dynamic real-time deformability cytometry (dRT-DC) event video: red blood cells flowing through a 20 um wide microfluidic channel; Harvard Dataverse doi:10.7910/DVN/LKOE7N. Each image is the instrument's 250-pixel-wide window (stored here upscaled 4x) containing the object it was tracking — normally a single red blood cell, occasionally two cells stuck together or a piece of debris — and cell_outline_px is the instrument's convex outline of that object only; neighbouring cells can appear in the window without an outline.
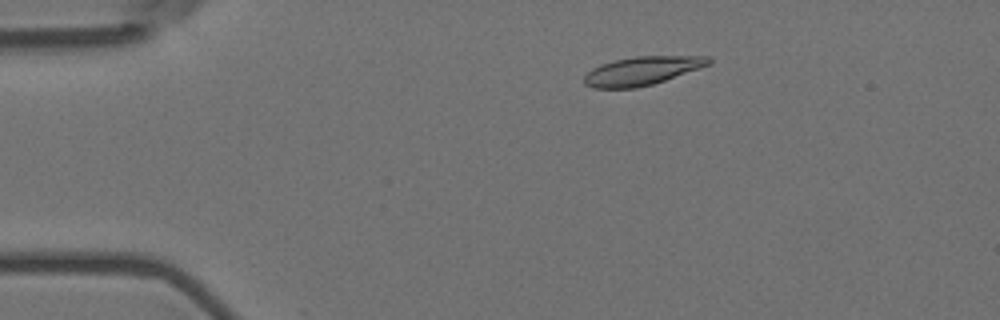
{"species": "Egyptian fruit bat (a non-hibernating species)", "species_latin": "Rousettus aegyptiacus", "temperature_condition": "room temperature", "stored_images_in_passage": 56, "camera_frame_rate_fps": 3000, "um_per_image_px": 0.085, "animal": {"sex": "female"}, "frame": {"image": 1, "passage_image": 10, "time_ms": 3.0, "image_size_px": [1000, 320], "cell_outline_px": [[712, 64], [652, 84], [636, 88], [592, 88], [584, 84], [584, 76], [592, 68], [600, 64], [616, 60], [636, 56], [708, 56], [712, 60]], "centroid_in_image_um": [54.57, 6.02], "position_along_channel_um": 30.4, "area_um2": 20.63}}
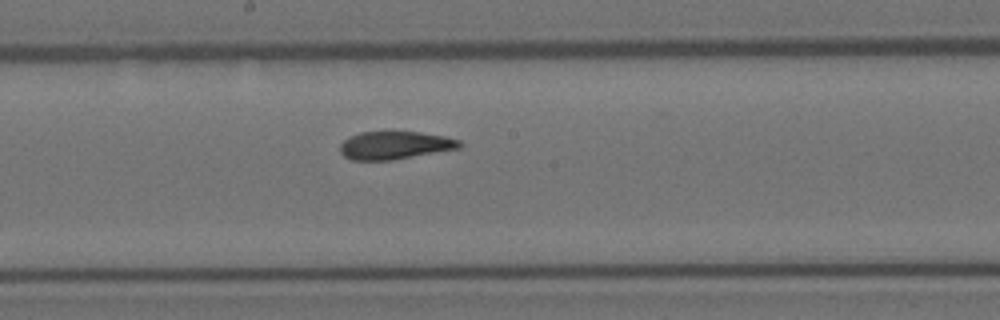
{"frame": {"image": 2, "passage_image": 30, "time_ms": 9.667, "image_size_px": [1000, 320], "cell_outline_px": [[464, 144], [460, 148], [392, 160], [352, 160], [344, 156], [340, 152], [340, 144], [348, 136], [360, 132], [420, 132], [444, 136], [460, 140]], "centroid_in_image_um": [33.56, 12.35], "position_along_channel_um": 214.6, "area_um2": 19.48}}
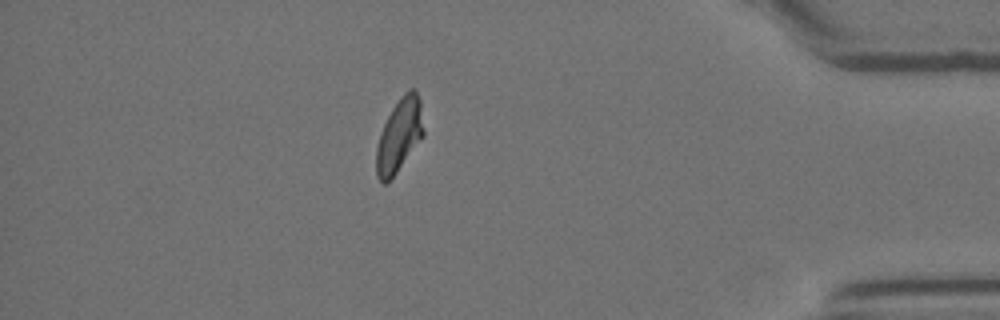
{"frame": {"image": 3, "passage_image": 49, "time_ms": 16.0, "image_size_px": [1000, 320], "cell_outline_px": [[424, 136], [396, 172], [384, 184], [376, 176], [376, 148], [380, 132], [392, 108], [400, 96], [408, 88], [412, 88], [416, 92], [420, 100], [424, 128]], "centroid_in_image_um": [33.94, 11.47], "position_along_channel_um": 401.3, "area_um2": 20.11}, "authors_computed_cell_mechanics": {"area_um2": 20.3745, "velocity_mm_per_s": 3.5771, "shape_relaxation_time_tau1_ms": 8.3201, "shape_relaxation_time_tau2_ms": 1.2098, "deformation_change_tau1": 0.2121, "deformation_change_tau2": 0.0696}}